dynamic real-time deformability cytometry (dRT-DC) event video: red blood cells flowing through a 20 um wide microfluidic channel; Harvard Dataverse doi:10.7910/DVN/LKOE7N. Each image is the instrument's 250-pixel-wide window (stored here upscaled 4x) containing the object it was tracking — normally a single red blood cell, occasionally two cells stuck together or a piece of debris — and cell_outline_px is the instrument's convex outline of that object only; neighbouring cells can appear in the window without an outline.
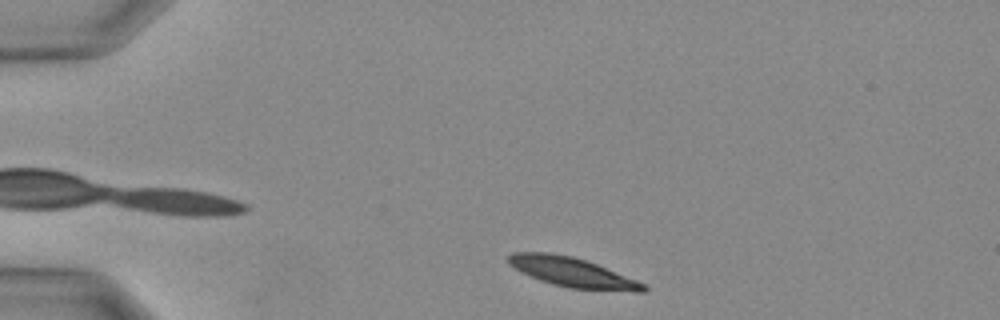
{"species": "Egyptian fruit bat (a non-hibernating species)", "species_latin": "Rousettus aegyptiacus", "temperature_condition": "warm", "stored_images_in_passage": 8, "camera_frame_rate_fps": 3000, "um_per_image_px": 0.085, "animal": {"sex": "female"}, "frame": {"image": 1, "passage_image": 1, "time_ms": 0.0, "image_size_px": [1000, 320], "cell_outline_px": [[648, 288], [644, 292], [632, 292], [568, 288], [540, 280], [508, 264], [508, 256], [512, 252], [552, 252], [572, 256], [596, 264], [636, 280], [644, 284]], "centroid_in_image_um": [48.67, 23.15], "position_along_channel_um": 36.3, "area_um2": 23.0}}
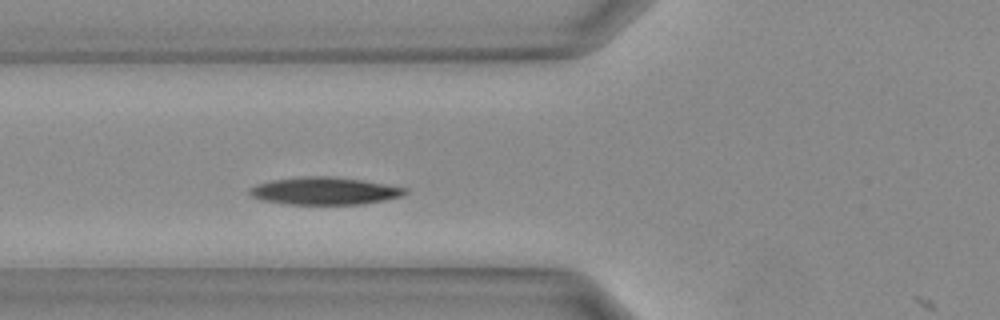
{"frame": {"image": 2, "passage_image": 7, "time_ms": 2.0, "image_size_px": [1000, 320], "cell_outline_px": [[408, 192], [400, 196], [384, 200], [360, 204], [288, 204], [260, 200], [252, 196], [248, 192], [248, 188], [256, 184], [272, 180], [300, 176], [332, 176], [360, 180], [408, 188]], "centroid_in_image_um": [27.53, 16.22], "position_along_channel_um": 98.3, "area_um2": 24.85}}